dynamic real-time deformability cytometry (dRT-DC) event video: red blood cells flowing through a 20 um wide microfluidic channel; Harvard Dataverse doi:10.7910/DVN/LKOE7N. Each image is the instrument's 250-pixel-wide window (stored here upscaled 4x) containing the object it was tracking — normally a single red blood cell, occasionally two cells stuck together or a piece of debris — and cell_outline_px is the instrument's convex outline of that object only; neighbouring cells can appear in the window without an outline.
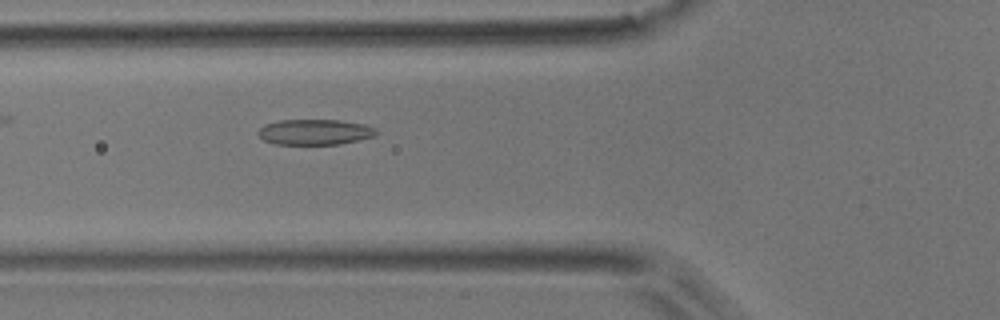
{"species": "common noctule bat (a hibernating species)", "species_latin": "Nyctalus noctula", "temperature_condition": "room temperature", "stored_images_in_passage": 37, "camera_frame_rate_fps": 3000, "um_per_image_px": 0.085, "animal": {"sex": "male", "body_mass_g": 17.9}, "frame": {"image": 1, "passage_image": 4, "time_ms": 1.0, "image_size_px": [1000, 320], "cell_outline_px": [[376, 132], [372, 136], [340, 144], [272, 144], [264, 140], [256, 132], [264, 124], [280, 120], [340, 120], [364, 124], [376, 128]], "centroid_in_image_um": [26.7, 11.21], "position_along_channel_um": 99.1, "area_um2": 17.46}}
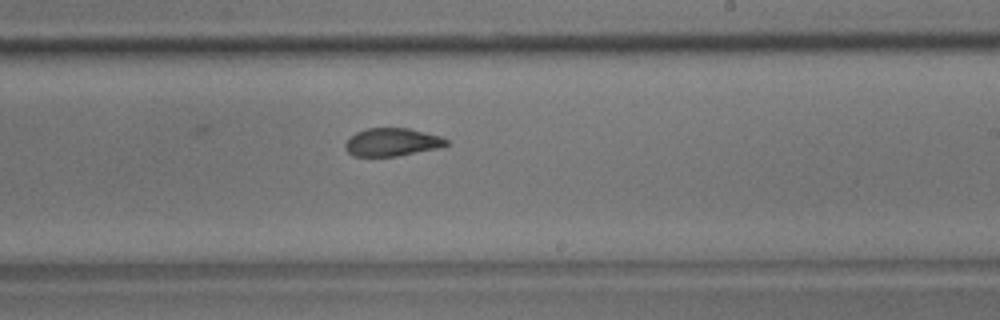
{"frame": {"image": 2, "passage_image": 16, "time_ms": 5.0, "image_size_px": [1000, 320], "cell_outline_px": [[448, 144], [440, 148], [396, 156], [352, 156], [344, 148], [344, 144], [356, 132], [368, 128], [408, 128], [440, 136], [448, 140]], "centroid_in_image_um": [33.32, 12.09], "position_along_channel_um": 255.7, "area_um2": 16.42}}
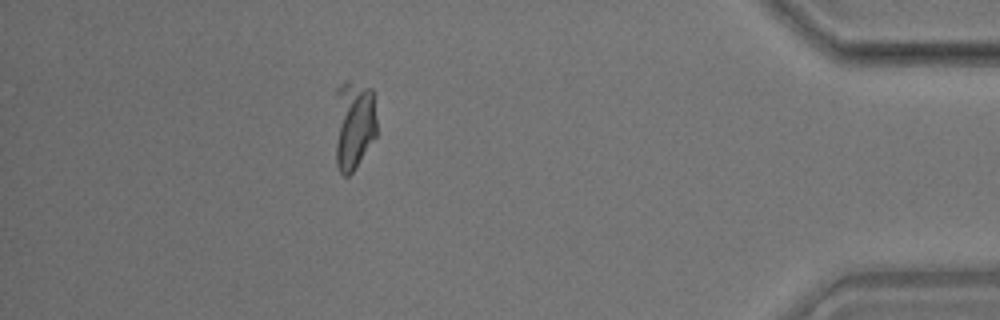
{"frame": {"image": 3, "passage_image": 31, "time_ms": 10.0, "image_size_px": [1000, 320], "cell_outline_px": [[376, 136], [356, 168], [348, 176], [344, 176], [340, 172], [336, 164], [332, 92], [340, 84], [348, 80], [372, 88], [376, 120]], "centroid_in_image_um": [29.99, 10.56], "position_along_channel_um": 405.2, "area_um2": 23.18}, "authors_computed_cell_mechanics": {"area_um2": 17.6868, "velocity_mm_per_s": 3.9059, "shape_relaxation_time_tau1_ms": 7.5926, "shape_relaxation_time_tau2_ms": 1.1228, "deformation_change_tau1": 0.1712, "deformation_change_tau2": 0.0644}}